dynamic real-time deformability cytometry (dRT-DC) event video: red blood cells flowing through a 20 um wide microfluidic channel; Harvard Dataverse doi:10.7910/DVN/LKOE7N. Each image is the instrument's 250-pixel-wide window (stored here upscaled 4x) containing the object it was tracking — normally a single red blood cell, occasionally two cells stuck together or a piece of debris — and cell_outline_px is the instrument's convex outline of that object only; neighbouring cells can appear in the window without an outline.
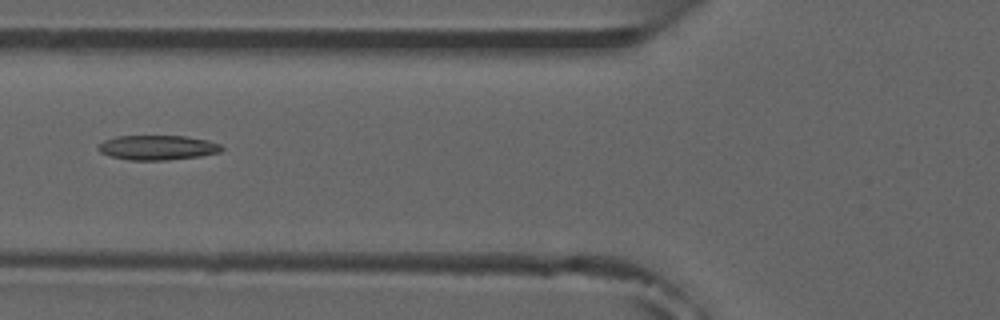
{"species": "common noctule bat (a hibernating species)", "species_latin": "Nyctalus noctula", "temperature_condition": "room temperature", "stored_images_in_passage": 6, "camera_frame_rate_fps": 3000, "um_per_image_px": 0.085, "animal": {"sex": "male", "forearm_length_mm": 52.5}, "frame": {"image": 1, "passage_image": 5, "time_ms": 5.667, "image_size_px": [1000, 320], "cell_outline_px": [[224, 148], [220, 152], [200, 156], [168, 160], [128, 160], [112, 156], [100, 152], [96, 148], [104, 140], [116, 136], [184, 136], [208, 140], [220, 144]], "centroid_in_image_um": [13.4, 12.54], "position_along_channel_um": 112.4, "area_um2": 17.74}}
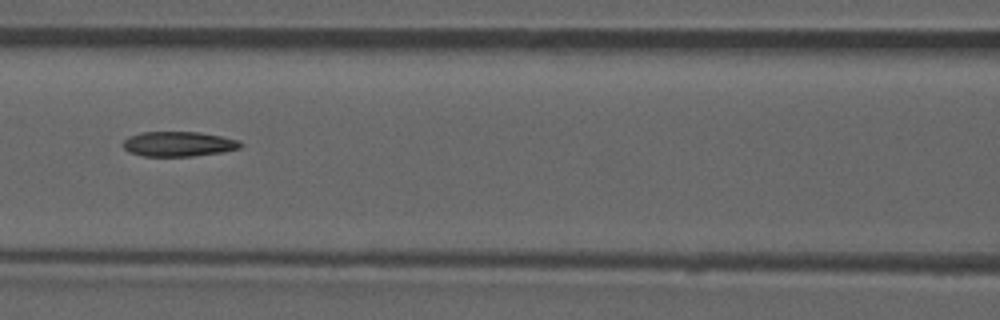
{"frame": {"image": 2, "passage_image": 6, "time_ms": 6.667, "image_size_px": [1000, 320], "cell_outline_px": [[244, 144], [240, 148], [224, 152], [192, 156], [144, 156], [128, 152], [124, 148], [124, 140], [128, 136], [140, 132], [200, 132], [240, 140]], "centroid_in_image_um": [15.2, 12.24], "position_along_channel_um": 151.4, "area_um2": 17.17}}